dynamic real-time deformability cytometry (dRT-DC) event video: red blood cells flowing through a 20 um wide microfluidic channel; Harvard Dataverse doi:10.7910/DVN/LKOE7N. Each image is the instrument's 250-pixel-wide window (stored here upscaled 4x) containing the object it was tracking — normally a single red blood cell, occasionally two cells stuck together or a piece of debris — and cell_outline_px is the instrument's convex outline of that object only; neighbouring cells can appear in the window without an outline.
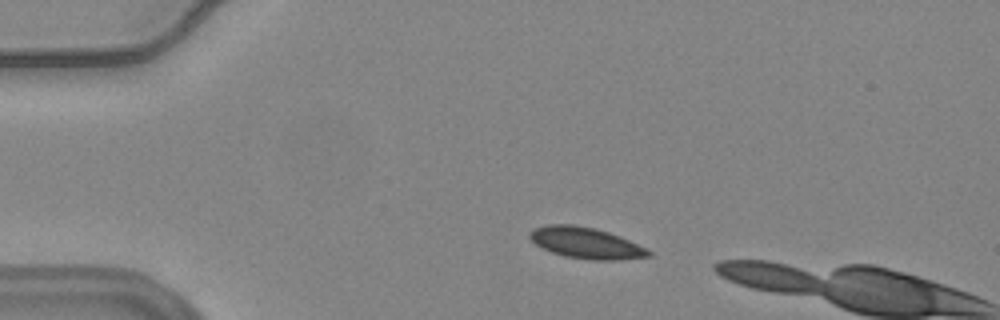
{"species": "common noctule bat (a hibernating species)", "species_latin": "Nyctalus noctula", "temperature_condition": "warm", "stored_images_in_passage": 6, "camera_frame_rate_fps": 3000, "um_per_image_px": 0.085, "animal": {"sex": "female", "body_mass_g": 24.6, "forearm_length_mm": 56.2}, "frame": {"image": 1, "passage_image": 3, "time_ms": 0.667, "image_size_px": [1000, 320], "cell_outline_px": [[652, 256], [620, 260], [592, 260], [564, 256], [552, 252], [536, 244], [528, 236], [528, 232], [536, 228], [548, 224], [572, 224], [596, 228], [620, 236], [648, 248], [652, 252]], "centroid_in_image_um": [49.85, 20.65], "position_along_channel_um": 35.2, "area_um2": 21.68}}